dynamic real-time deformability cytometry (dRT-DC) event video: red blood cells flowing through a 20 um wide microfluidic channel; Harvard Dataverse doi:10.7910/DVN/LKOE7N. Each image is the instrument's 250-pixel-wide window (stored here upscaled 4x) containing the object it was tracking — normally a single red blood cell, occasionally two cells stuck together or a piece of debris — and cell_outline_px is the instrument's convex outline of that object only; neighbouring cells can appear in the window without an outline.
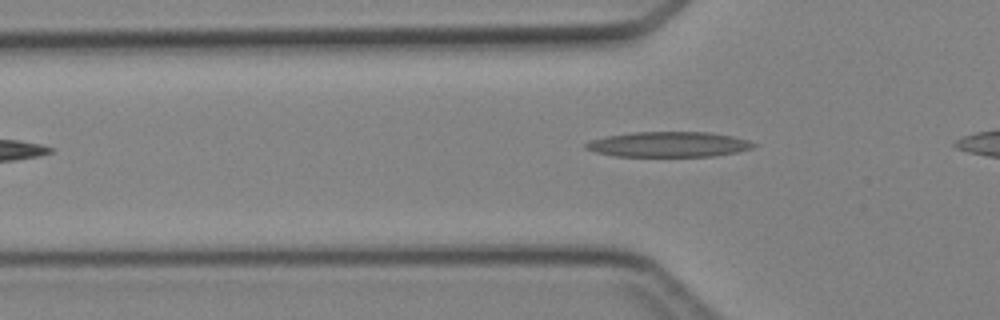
{"species": "Egyptian fruit bat (a non-hibernating species)", "species_latin": "Rousettus aegyptiacus", "temperature_condition": "cold", "stored_images_in_passage": 3, "camera_frame_rate_fps": 3000, "um_per_image_px": 0.085, "animal": {"sex": "female"}, "frame": {"image": 1, "passage_image": 3, "time_ms": 2.667, "image_size_px": [1000, 320], "cell_outline_px": [[756, 144], [752, 148], [736, 152], [712, 156], [612, 156], [596, 152], [584, 148], [584, 144], [592, 140], [604, 136], [632, 132], [708, 132], [732, 136], [748, 140]], "centroid_in_image_um": [56.79, 12.27], "position_along_channel_um": 69.0, "area_um2": 24.62}}